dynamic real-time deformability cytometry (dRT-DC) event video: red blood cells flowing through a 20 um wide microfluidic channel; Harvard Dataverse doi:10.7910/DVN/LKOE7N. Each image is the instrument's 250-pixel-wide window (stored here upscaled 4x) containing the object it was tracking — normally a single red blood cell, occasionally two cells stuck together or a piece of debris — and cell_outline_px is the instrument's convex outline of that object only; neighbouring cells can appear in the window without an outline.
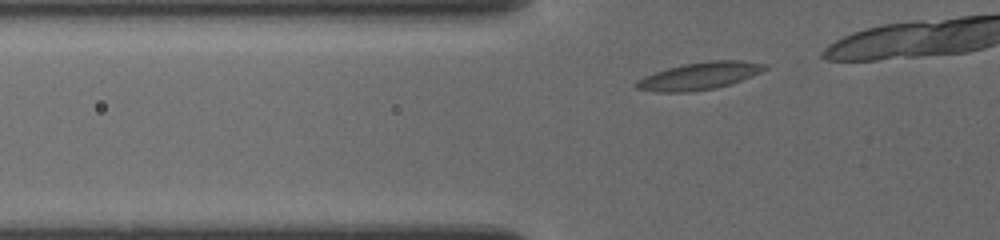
{"species": "common noctule bat (a hibernating species)", "species_latin": "Nyctalus noctula", "temperature_condition": "cold", "stored_images_in_passage": 5, "camera_frame_rate_fps": 3000, "um_per_image_px": 0.085, "animal": {"sex": "female", "body_mass_g": 19.5, "forearm_length_mm": 54.1}, "frame": {"image": 1, "passage_image": 2, "time_ms": 0.333, "image_size_px": [1000, 240], "cell_outline_px": [[768, 68], [752, 76], [716, 88], [688, 92], [656, 92], [636, 88], [632, 84], [636, 80], [644, 76], [668, 68], [684, 64], [712, 60], [744, 60], [768, 64]], "centroid_in_image_um": [59.44, 6.45], "position_along_channel_um": 66.4, "area_um2": 20.46}}